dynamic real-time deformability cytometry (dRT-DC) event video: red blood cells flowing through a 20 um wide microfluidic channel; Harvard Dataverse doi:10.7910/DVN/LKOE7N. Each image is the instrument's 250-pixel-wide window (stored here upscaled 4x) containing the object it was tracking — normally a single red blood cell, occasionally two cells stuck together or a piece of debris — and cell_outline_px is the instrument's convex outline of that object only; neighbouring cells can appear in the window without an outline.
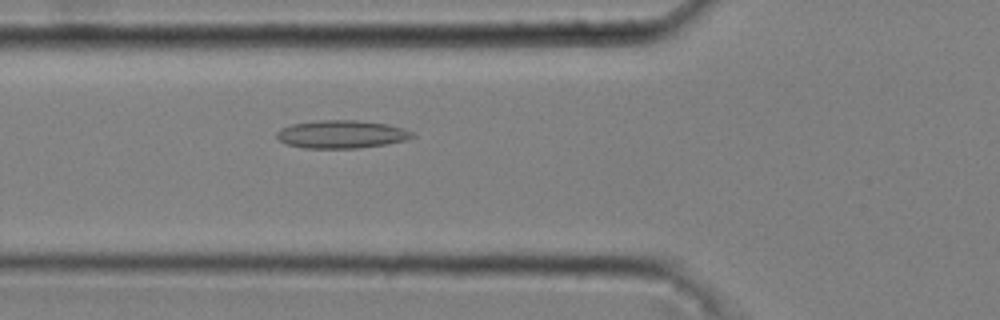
{"species": "common noctule bat (a hibernating species)", "species_latin": "Nyctalus noctula", "temperature_condition": "cold", "stored_images_in_passage": 48, "camera_frame_rate_fps": 3000, "um_per_image_px": 0.085, "animal": {"sex": "male", "body_mass_g": 20.4}, "frame": {"image": 1, "passage_image": 19, "time_ms": 6.0, "image_size_px": [1000, 320], "cell_outline_px": [[416, 136], [408, 140], [388, 144], [356, 148], [304, 148], [284, 144], [276, 136], [276, 132], [280, 128], [292, 124], [316, 120], [356, 120], [388, 124], [404, 128], [412, 132]], "centroid_in_image_um": [29.04, 11.41], "position_along_channel_um": 96.8, "area_um2": 22.37}}
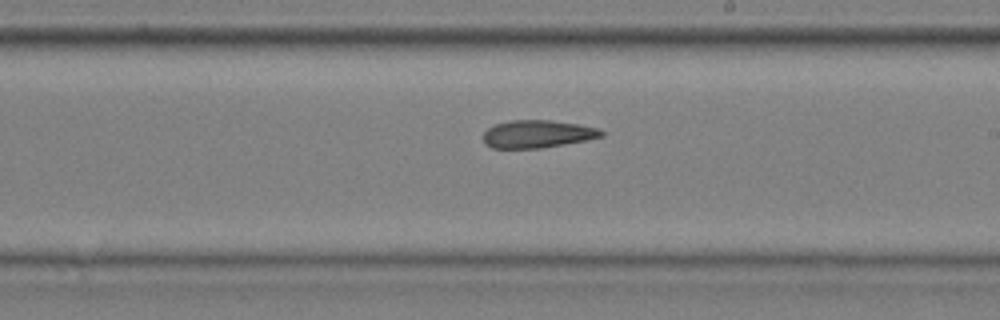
{"frame": {"image": 2, "passage_image": 31, "time_ms": 10.0, "image_size_px": [1000, 320], "cell_outline_px": [[604, 136], [564, 144], [540, 148], [492, 148], [484, 144], [484, 132], [488, 128], [496, 124], [512, 120], [548, 120], [576, 124], [600, 128], [604, 132]], "centroid_in_image_um": [45.67, 11.39], "position_along_channel_um": 243.3, "area_um2": 18.9}}
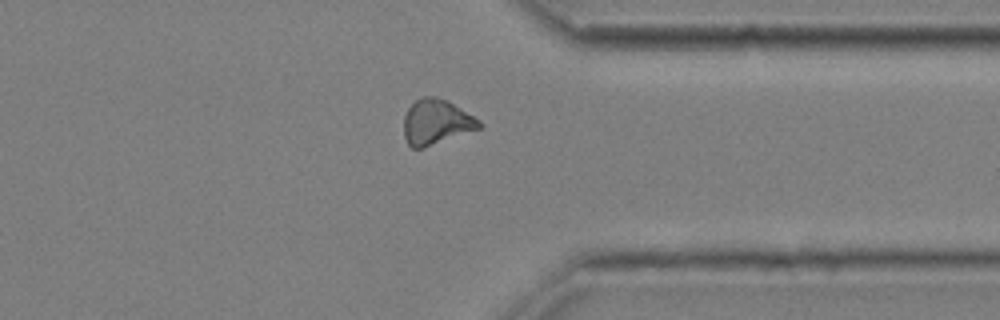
{"frame": {"image": 3, "passage_image": 42, "time_ms": 13.667, "image_size_px": [1000, 320], "cell_outline_px": [[484, 124], [480, 128], [420, 148], [412, 148], [408, 144], [404, 136], [404, 116], [408, 108], [416, 100], [424, 96], [436, 96], [448, 100], [480, 120]], "centroid_in_image_um": [37.08, 10.34], "position_along_channel_um": 374.3, "area_um2": 19.59}}